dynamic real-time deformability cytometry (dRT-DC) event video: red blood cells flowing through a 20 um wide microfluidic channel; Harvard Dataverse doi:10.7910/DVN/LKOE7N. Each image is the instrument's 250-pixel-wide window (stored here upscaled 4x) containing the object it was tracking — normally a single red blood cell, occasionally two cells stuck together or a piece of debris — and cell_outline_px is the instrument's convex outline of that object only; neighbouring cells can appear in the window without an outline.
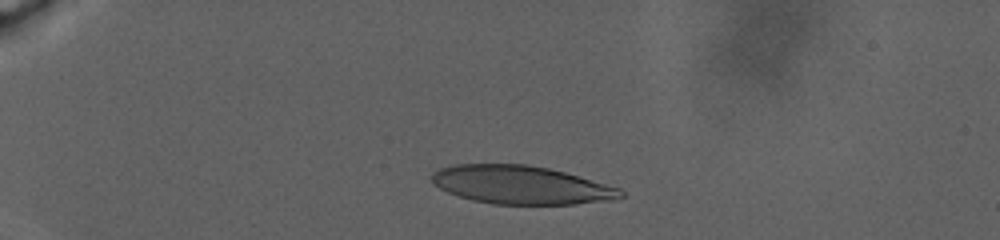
{"species": "human", "species_latin": "Homo sapiens", "temperature_condition": "warm", "stored_images_in_passage": 59, "camera_frame_rate_fps": 3000, "um_per_image_px": 0.085, "donor": {"sex": "male"}, "frame": {"image": 1, "passage_image": 6, "time_ms": 4.333, "image_size_px": [1000, 240], "cell_outline_px": [[624, 196], [616, 200], [576, 204], [492, 204], [472, 200], [448, 192], [432, 184], [432, 172], [440, 168], [456, 164], [524, 164], [548, 168], [564, 172], [620, 188], [624, 192]], "centroid_in_image_um": [44.3, 15.72], "position_along_channel_um": 40.7, "area_um2": 42.19}}
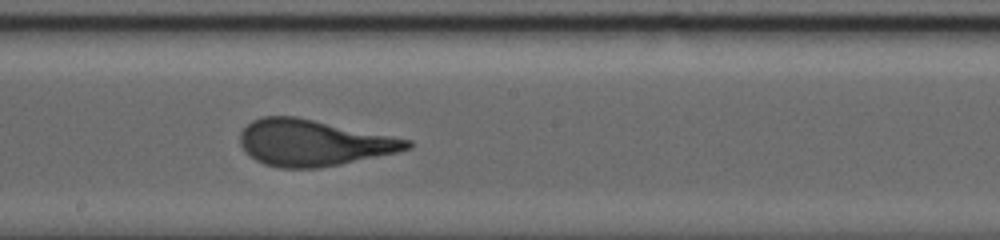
{"frame": {"image": 2, "passage_image": 35, "time_ms": 15.333, "image_size_px": [1000, 240], "cell_outline_px": [[412, 148], [396, 152], [340, 164], [320, 168], [280, 168], [264, 164], [256, 160], [244, 152], [240, 144], [240, 132], [252, 120], [260, 116], [296, 116], [412, 140]], "centroid_in_image_um": [26.59, 12.13], "position_along_channel_um": 221.6, "area_um2": 44.97}}
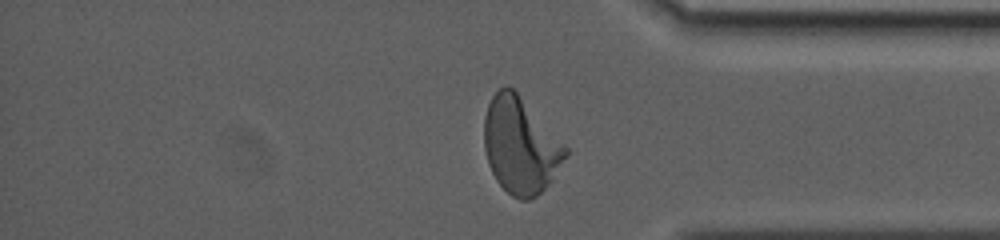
{"frame": {"image": 3, "passage_image": 56, "time_ms": 23.0, "image_size_px": [1000, 240], "cell_outline_px": [[568, 152], [552, 180], [536, 196], [528, 200], [520, 200], [512, 196], [496, 180], [488, 164], [484, 148], [484, 116], [488, 104], [492, 96], [504, 84], [508, 84], [516, 92], [568, 148]], "centroid_in_image_um": [44.21, 12.37], "position_along_channel_um": 391.0, "area_um2": 45.08}}